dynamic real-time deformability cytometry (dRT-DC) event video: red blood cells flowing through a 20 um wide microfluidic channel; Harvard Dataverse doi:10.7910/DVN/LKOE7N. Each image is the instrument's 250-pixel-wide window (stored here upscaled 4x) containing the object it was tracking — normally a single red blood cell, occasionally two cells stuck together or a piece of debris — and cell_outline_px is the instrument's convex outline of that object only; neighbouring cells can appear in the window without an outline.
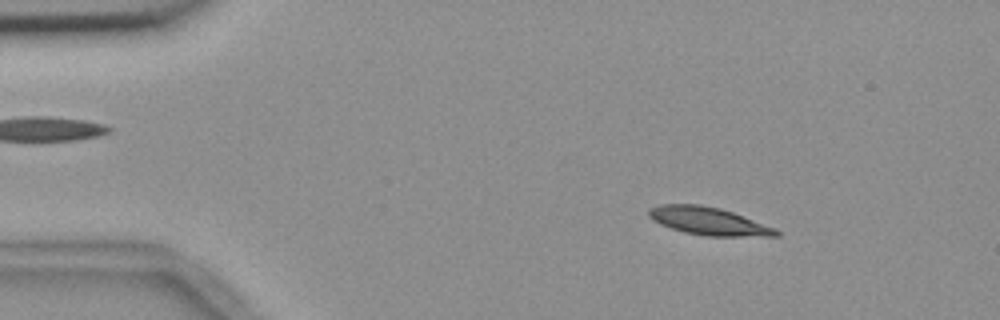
{"species": "common noctule bat (a hibernating species)", "species_latin": "Nyctalus noctula", "temperature_condition": "room temperature", "stored_images_in_passage": 55, "camera_frame_rate_fps": 3000, "um_per_image_px": 0.085, "animal": {"sex": "female", "body_mass_g": 18.4}, "frame": {"image": 1, "passage_image": 8, "time_ms": 2.333, "image_size_px": [1000, 320], "cell_outline_px": [[780, 236], [704, 236], [684, 232], [660, 224], [652, 220], [648, 216], [648, 208], [660, 204], [700, 204], [720, 208], [732, 212], [776, 228], [780, 232]], "centroid_in_image_um": [60.21, 18.79], "position_along_channel_um": 24.8, "area_um2": 20.69}}
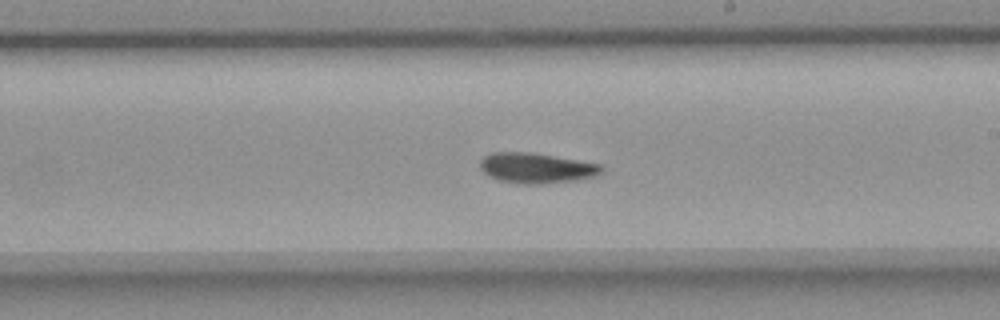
{"frame": {"image": 2, "passage_image": 32, "time_ms": 10.333, "image_size_px": [1000, 320], "cell_outline_px": [[604, 172], [596, 176], [576, 180], [536, 184], [520, 184], [496, 180], [488, 176], [480, 168], [480, 160], [484, 156], [492, 152], [532, 152], [604, 164]], "centroid_in_image_um": [45.62, 14.28], "position_along_channel_um": 243.4, "area_um2": 21.85}}
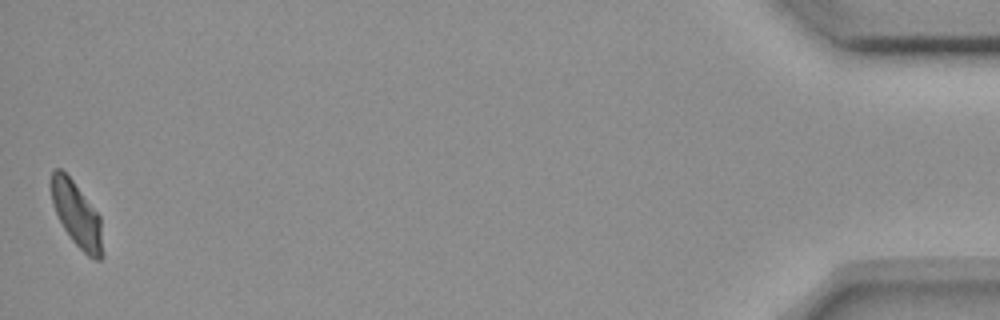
{"frame": {"image": 3, "passage_image": 55, "time_ms": 18.0, "image_size_px": [1000, 320], "cell_outline_px": [[104, 256], [100, 260], [96, 260], [88, 256], [72, 240], [64, 228], [56, 212], [52, 200], [52, 172], [56, 168], [60, 168], [72, 180], [100, 216]], "centroid_in_image_um": [6.57, 18.29], "position_along_channel_um": 428.6, "area_um2": 19.02}, "authors_computed_cell_mechanics": {"area_um2": 20.6924, "velocity_mm_per_s": 3.625, "shape_relaxation_time_tau1_ms": 5.7318, "shape_relaxation_time_tau2_ms": null, "deformation_change_tau1": 0.163, "deformation_change_tau2": null}}